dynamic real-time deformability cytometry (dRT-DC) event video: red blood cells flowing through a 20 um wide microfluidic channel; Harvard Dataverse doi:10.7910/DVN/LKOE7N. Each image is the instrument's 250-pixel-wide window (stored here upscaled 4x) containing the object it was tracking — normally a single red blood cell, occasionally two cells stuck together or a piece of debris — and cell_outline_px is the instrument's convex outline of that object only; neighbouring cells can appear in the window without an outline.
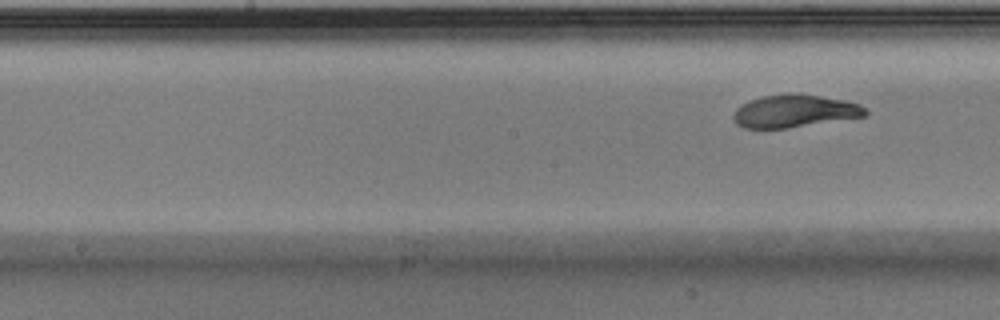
{"species": "Egyptian fruit bat (a non-hibernating species)", "species_latin": "Rousettus aegyptiacus", "temperature_condition": "warm", "stored_images_in_passage": 7, "segment_of_instrument_passage": [2, 2], "camera_frame_rate_fps": 3000, "um_per_image_px": 0.085, "animal": {"sex": "male"}, "frame": {"image": 1, "passage_image": 7, "time_ms": 2.0, "image_size_px": [1000, 320], "cell_outline_px": [[868, 116], [788, 128], [744, 128], [736, 124], [732, 116], [736, 108], [740, 104], [748, 100], [764, 96], [784, 92], [820, 96], [844, 100], [860, 104], [868, 108]], "centroid_in_image_um": [67.54, 9.44], "position_along_channel_um": 180.7, "area_um2": 25.49}}